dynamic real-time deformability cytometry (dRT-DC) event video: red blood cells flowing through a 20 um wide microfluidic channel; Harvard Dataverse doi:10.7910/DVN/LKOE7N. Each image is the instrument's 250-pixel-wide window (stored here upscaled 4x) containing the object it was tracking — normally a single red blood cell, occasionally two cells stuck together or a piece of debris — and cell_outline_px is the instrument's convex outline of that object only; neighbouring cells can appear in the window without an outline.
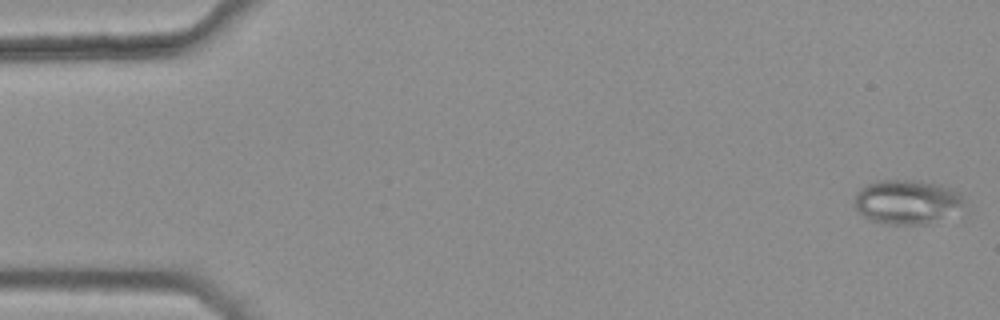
{"species": "common noctule bat (a hibernating species)", "species_latin": "Nyctalus noctula", "temperature_condition": "warm", "stored_images_in_passage": 46, "camera_frame_rate_fps": 3000, "um_per_image_px": 0.085, "animal": {"sex": "female", "body_mass_g": 25.1}, "frame": {"image": 1, "passage_image": 1, "time_ms": 0.0, "image_size_px": [1000, 320], "cell_outline_px": [[964, 200], [960, 204], [940, 216], [924, 224], [888, 224], [872, 220], [864, 216], [856, 208], [856, 192], [860, 188], [868, 184], [880, 180], [912, 180], [940, 184], [952, 188], [960, 192], [964, 196]], "centroid_in_image_um": [77.01, 17.11], "position_along_channel_um": 8.0, "area_um2": 27.22}}
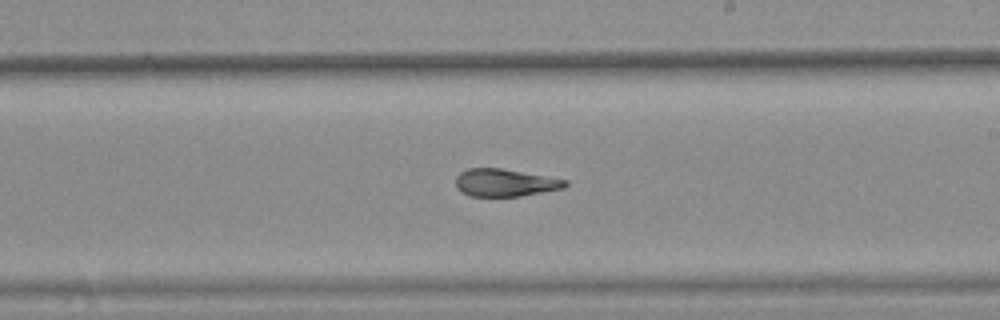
{"frame": {"image": 2, "passage_image": 31, "time_ms": 10.0, "image_size_px": [1000, 320], "cell_outline_px": [[568, 184], [564, 188], [520, 196], [468, 196], [460, 192], [456, 188], [456, 176], [460, 172], [468, 168], [500, 168], [568, 180]], "centroid_in_image_um": [42.89, 15.53], "position_along_channel_um": 246.1, "area_um2": 17.57}}
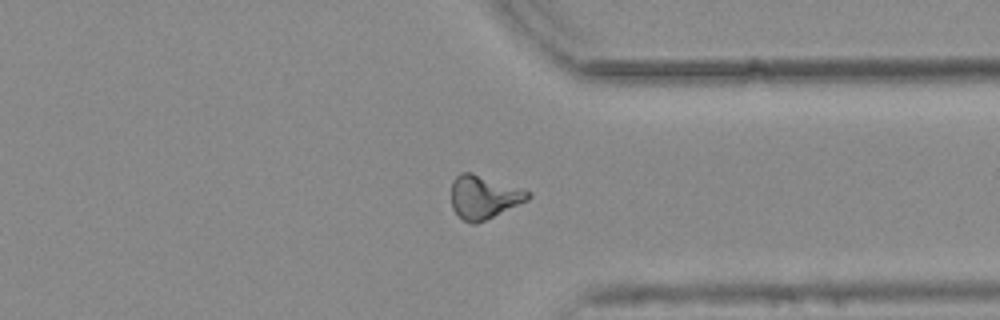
{"frame": {"image": 3, "passage_image": 41, "time_ms": 13.333, "image_size_px": [1000, 320], "cell_outline_px": [[532, 196], [528, 200], [476, 224], [472, 224], [464, 220], [452, 208], [452, 180], [460, 172], [472, 172], [524, 188], [532, 192]], "centroid_in_image_um": [41.16, 16.72], "position_along_channel_um": 370.2, "area_um2": 19.54}, "authors_computed_cell_mechanics": {"area_um2": 19.1029, "velocity_mm_per_s": 3.7729, "shape_relaxation_time_tau1_ms": null, "shape_relaxation_time_tau2_ms": 2.94, "deformation_change_tau1": null, "deformation_change_tau2": 0.099}}